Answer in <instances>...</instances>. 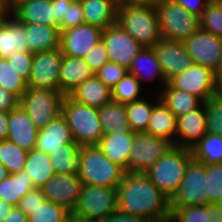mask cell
Returning <instances> with one entry per match:
<instances>
[{"mask_svg":"<svg viewBox=\"0 0 222 222\" xmlns=\"http://www.w3.org/2000/svg\"><path fill=\"white\" fill-rule=\"evenodd\" d=\"M117 210L147 219L170 222V199L147 177L145 172H126L117 185Z\"/></svg>","mask_w":222,"mask_h":222,"instance_id":"6da1fadb","label":"cell"},{"mask_svg":"<svg viewBox=\"0 0 222 222\" xmlns=\"http://www.w3.org/2000/svg\"><path fill=\"white\" fill-rule=\"evenodd\" d=\"M116 23L143 48L153 47L162 39L155 6L119 3Z\"/></svg>","mask_w":222,"mask_h":222,"instance_id":"7a4b0ae2","label":"cell"},{"mask_svg":"<svg viewBox=\"0 0 222 222\" xmlns=\"http://www.w3.org/2000/svg\"><path fill=\"white\" fill-rule=\"evenodd\" d=\"M126 171L108 159L98 146H81L78 175L82 185L117 188Z\"/></svg>","mask_w":222,"mask_h":222,"instance_id":"3957f363","label":"cell"},{"mask_svg":"<svg viewBox=\"0 0 222 222\" xmlns=\"http://www.w3.org/2000/svg\"><path fill=\"white\" fill-rule=\"evenodd\" d=\"M192 159L189 148L172 146L148 170L145 171L152 183L169 199L177 192Z\"/></svg>","mask_w":222,"mask_h":222,"instance_id":"277c9868","label":"cell"},{"mask_svg":"<svg viewBox=\"0 0 222 222\" xmlns=\"http://www.w3.org/2000/svg\"><path fill=\"white\" fill-rule=\"evenodd\" d=\"M73 140L79 146L97 145L103 136L99 109L74 101L67 95L62 105Z\"/></svg>","mask_w":222,"mask_h":222,"instance_id":"5b68a950","label":"cell"},{"mask_svg":"<svg viewBox=\"0 0 222 222\" xmlns=\"http://www.w3.org/2000/svg\"><path fill=\"white\" fill-rule=\"evenodd\" d=\"M156 10L162 39L183 41L200 28L199 16L188 12L177 3L162 0Z\"/></svg>","mask_w":222,"mask_h":222,"instance_id":"8992f818","label":"cell"},{"mask_svg":"<svg viewBox=\"0 0 222 222\" xmlns=\"http://www.w3.org/2000/svg\"><path fill=\"white\" fill-rule=\"evenodd\" d=\"M117 210V188L82 185L73 214L92 222L105 221Z\"/></svg>","mask_w":222,"mask_h":222,"instance_id":"52a82bcc","label":"cell"},{"mask_svg":"<svg viewBox=\"0 0 222 222\" xmlns=\"http://www.w3.org/2000/svg\"><path fill=\"white\" fill-rule=\"evenodd\" d=\"M66 95L60 91L29 88L20 98L22 107L38 130L62 114Z\"/></svg>","mask_w":222,"mask_h":222,"instance_id":"ba28073f","label":"cell"},{"mask_svg":"<svg viewBox=\"0 0 222 222\" xmlns=\"http://www.w3.org/2000/svg\"><path fill=\"white\" fill-rule=\"evenodd\" d=\"M207 165L195 159L189 161L182 183L170 199V207L198 206L209 204L206 190Z\"/></svg>","mask_w":222,"mask_h":222,"instance_id":"9c48e42d","label":"cell"},{"mask_svg":"<svg viewBox=\"0 0 222 222\" xmlns=\"http://www.w3.org/2000/svg\"><path fill=\"white\" fill-rule=\"evenodd\" d=\"M63 56L60 48L33 53L28 87L60 91L59 72Z\"/></svg>","mask_w":222,"mask_h":222,"instance_id":"30bf717a","label":"cell"},{"mask_svg":"<svg viewBox=\"0 0 222 222\" xmlns=\"http://www.w3.org/2000/svg\"><path fill=\"white\" fill-rule=\"evenodd\" d=\"M167 83L173 89L188 92L203 102L217 93L218 84L212 69L194 63L181 74L170 78Z\"/></svg>","mask_w":222,"mask_h":222,"instance_id":"8fae6325","label":"cell"},{"mask_svg":"<svg viewBox=\"0 0 222 222\" xmlns=\"http://www.w3.org/2000/svg\"><path fill=\"white\" fill-rule=\"evenodd\" d=\"M173 145L146 132H137L130 150L128 172H145Z\"/></svg>","mask_w":222,"mask_h":222,"instance_id":"7c38bea8","label":"cell"},{"mask_svg":"<svg viewBox=\"0 0 222 222\" xmlns=\"http://www.w3.org/2000/svg\"><path fill=\"white\" fill-rule=\"evenodd\" d=\"M108 59L129 70L142 46L117 23L102 31Z\"/></svg>","mask_w":222,"mask_h":222,"instance_id":"4fadbf2b","label":"cell"},{"mask_svg":"<svg viewBox=\"0 0 222 222\" xmlns=\"http://www.w3.org/2000/svg\"><path fill=\"white\" fill-rule=\"evenodd\" d=\"M182 42L194 64L215 70L222 56L221 37L199 28Z\"/></svg>","mask_w":222,"mask_h":222,"instance_id":"5bb4252c","label":"cell"},{"mask_svg":"<svg viewBox=\"0 0 222 222\" xmlns=\"http://www.w3.org/2000/svg\"><path fill=\"white\" fill-rule=\"evenodd\" d=\"M102 29L83 23L60 32V49L64 56L85 57L102 40Z\"/></svg>","mask_w":222,"mask_h":222,"instance_id":"9a60e30c","label":"cell"},{"mask_svg":"<svg viewBox=\"0 0 222 222\" xmlns=\"http://www.w3.org/2000/svg\"><path fill=\"white\" fill-rule=\"evenodd\" d=\"M82 181L78 175L55 174L42 187L46 200L65 207L71 213L76 207Z\"/></svg>","mask_w":222,"mask_h":222,"instance_id":"2e32d148","label":"cell"},{"mask_svg":"<svg viewBox=\"0 0 222 222\" xmlns=\"http://www.w3.org/2000/svg\"><path fill=\"white\" fill-rule=\"evenodd\" d=\"M152 48L167 81L173 76L181 74L193 64L192 58L187 53L182 41L161 39Z\"/></svg>","mask_w":222,"mask_h":222,"instance_id":"e0dca14e","label":"cell"},{"mask_svg":"<svg viewBox=\"0 0 222 222\" xmlns=\"http://www.w3.org/2000/svg\"><path fill=\"white\" fill-rule=\"evenodd\" d=\"M175 146L193 147L207 132V119L204 103L195 110L177 117Z\"/></svg>","mask_w":222,"mask_h":222,"instance_id":"ac0fdd59","label":"cell"},{"mask_svg":"<svg viewBox=\"0 0 222 222\" xmlns=\"http://www.w3.org/2000/svg\"><path fill=\"white\" fill-rule=\"evenodd\" d=\"M11 15L22 23L55 26L52 0H11Z\"/></svg>","mask_w":222,"mask_h":222,"instance_id":"d6986e66","label":"cell"},{"mask_svg":"<svg viewBox=\"0 0 222 222\" xmlns=\"http://www.w3.org/2000/svg\"><path fill=\"white\" fill-rule=\"evenodd\" d=\"M8 140L28 151L35 149L38 129L20 105L8 113Z\"/></svg>","mask_w":222,"mask_h":222,"instance_id":"ffe728a7","label":"cell"},{"mask_svg":"<svg viewBox=\"0 0 222 222\" xmlns=\"http://www.w3.org/2000/svg\"><path fill=\"white\" fill-rule=\"evenodd\" d=\"M75 143L65 117L60 116L53 119L44 128L38 131L35 149L50 156L60 146Z\"/></svg>","mask_w":222,"mask_h":222,"instance_id":"44dd1931","label":"cell"},{"mask_svg":"<svg viewBox=\"0 0 222 222\" xmlns=\"http://www.w3.org/2000/svg\"><path fill=\"white\" fill-rule=\"evenodd\" d=\"M135 134L136 132L132 130L126 133L114 132L106 134L100 138L96 146L108 159L128 172V160Z\"/></svg>","mask_w":222,"mask_h":222,"instance_id":"7402d4cb","label":"cell"},{"mask_svg":"<svg viewBox=\"0 0 222 222\" xmlns=\"http://www.w3.org/2000/svg\"><path fill=\"white\" fill-rule=\"evenodd\" d=\"M129 73L134 75L143 86L142 83L154 82L156 85L157 79V87L159 88L156 93L160 92L161 89L167 84V80L163 74L161 65L157 59L156 53L152 47L142 48V50L138 53V55L133 60V64L129 69Z\"/></svg>","mask_w":222,"mask_h":222,"instance_id":"603a6c76","label":"cell"},{"mask_svg":"<svg viewBox=\"0 0 222 222\" xmlns=\"http://www.w3.org/2000/svg\"><path fill=\"white\" fill-rule=\"evenodd\" d=\"M16 51L29 52L24 23L11 14L0 22V58H9Z\"/></svg>","mask_w":222,"mask_h":222,"instance_id":"cb8c5ba5","label":"cell"},{"mask_svg":"<svg viewBox=\"0 0 222 222\" xmlns=\"http://www.w3.org/2000/svg\"><path fill=\"white\" fill-rule=\"evenodd\" d=\"M94 75L83 57L63 56L59 72L60 92L69 95L77 86Z\"/></svg>","mask_w":222,"mask_h":222,"instance_id":"d4e9b609","label":"cell"},{"mask_svg":"<svg viewBox=\"0 0 222 222\" xmlns=\"http://www.w3.org/2000/svg\"><path fill=\"white\" fill-rule=\"evenodd\" d=\"M69 96L78 103L98 109L112 100L111 89L95 74L77 86Z\"/></svg>","mask_w":222,"mask_h":222,"instance_id":"484cf974","label":"cell"},{"mask_svg":"<svg viewBox=\"0 0 222 222\" xmlns=\"http://www.w3.org/2000/svg\"><path fill=\"white\" fill-rule=\"evenodd\" d=\"M84 22L104 30L116 23L118 0H82Z\"/></svg>","mask_w":222,"mask_h":222,"instance_id":"4316f807","label":"cell"},{"mask_svg":"<svg viewBox=\"0 0 222 222\" xmlns=\"http://www.w3.org/2000/svg\"><path fill=\"white\" fill-rule=\"evenodd\" d=\"M27 45L30 53L60 48V31L56 26L24 23Z\"/></svg>","mask_w":222,"mask_h":222,"instance_id":"83f0119b","label":"cell"},{"mask_svg":"<svg viewBox=\"0 0 222 222\" xmlns=\"http://www.w3.org/2000/svg\"><path fill=\"white\" fill-rule=\"evenodd\" d=\"M177 117L159 101L154 107L149 119L146 133L169 141L175 146Z\"/></svg>","mask_w":222,"mask_h":222,"instance_id":"f1b7e54d","label":"cell"},{"mask_svg":"<svg viewBox=\"0 0 222 222\" xmlns=\"http://www.w3.org/2000/svg\"><path fill=\"white\" fill-rule=\"evenodd\" d=\"M36 188L25 170L9 174L0 182V200L17 207L20 199Z\"/></svg>","mask_w":222,"mask_h":222,"instance_id":"f546056e","label":"cell"},{"mask_svg":"<svg viewBox=\"0 0 222 222\" xmlns=\"http://www.w3.org/2000/svg\"><path fill=\"white\" fill-rule=\"evenodd\" d=\"M160 101L176 116L199 108L204 102L188 92L173 89L168 83L158 93Z\"/></svg>","mask_w":222,"mask_h":222,"instance_id":"4dcf8cb0","label":"cell"},{"mask_svg":"<svg viewBox=\"0 0 222 222\" xmlns=\"http://www.w3.org/2000/svg\"><path fill=\"white\" fill-rule=\"evenodd\" d=\"M99 119L102 126L103 135L114 132H130V126L127 119L126 107L123 103L109 101L99 109Z\"/></svg>","mask_w":222,"mask_h":222,"instance_id":"1f68e13d","label":"cell"},{"mask_svg":"<svg viewBox=\"0 0 222 222\" xmlns=\"http://www.w3.org/2000/svg\"><path fill=\"white\" fill-rule=\"evenodd\" d=\"M145 97L125 104L130 129L136 133L146 131L153 107L160 101L158 93L151 96V99Z\"/></svg>","mask_w":222,"mask_h":222,"instance_id":"d6a6232c","label":"cell"},{"mask_svg":"<svg viewBox=\"0 0 222 222\" xmlns=\"http://www.w3.org/2000/svg\"><path fill=\"white\" fill-rule=\"evenodd\" d=\"M24 170L27 172L28 177L32 179L36 188H41L56 174L50 164V156L37 149L27 152Z\"/></svg>","mask_w":222,"mask_h":222,"instance_id":"836d02e7","label":"cell"},{"mask_svg":"<svg viewBox=\"0 0 222 222\" xmlns=\"http://www.w3.org/2000/svg\"><path fill=\"white\" fill-rule=\"evenodd\" d=\"M190 151L193 159L206 165L222 163V135L206 133Z\"/></svg>","mask_w":222,"mask_h":222,"instance_id":"e575fe53","label":"cell"},{"mask_svg":"<svg viewBox=\"0 0 222 222\" xmlns=\"http://www.w3.org/2000/svg\"><path fill=\"white\" fill-rule=\"evenodd\" d=\"M81 146L68 143L50 154V164L56 174L71 175L78 173L79 154Z\"/></svg>","mask_w":222,"mask_h":222,"instance_id":"d590c367","label":"cell"},{"mask_svg":"<svg viewBox=\"0 0 222 222\" xmlns=\"http://www.w3.org/2000/svg\"><path fill=\"white\" fill-rule=\"evenodd\" d=\"M27 151L8 139L0 141V162L10 174L24 170Z\"/></svg>","mask_w":222,"mask_h":222,"instance_id":"8d00e7d4","label":"cell"},{"mask_svg":"<svg viewBox=\"0 0 222 222\" xmlns=\"http://www.w3.org/2000/svg\"><path fill=\"white\" fill-rule=\"evenodd\" d=\"M140 81L129 72L111 89L112 100L118 103H129L140 100L142 95ZM142 95V96H141Z\"/></svg>","mask_w":222,"mask_h":222,"instance_id":"74e56055","label":"cell"},{"mask_svg":"<svg viewBox=\"0 0 222 222\" xmlns=\"http://www.w3.org/2000/svg\"><path fill=\"white\" fill-rule=\"evenodd\" d=\"M71 212L65 207L46 200L28 215V222H65Z\"/></svg>","mask_w":222,"mask_h":222,"instance_id":"f35d334b","label":"cell"},{"mask_svg":"<svg viewBox=\"0 0 222 222\" xmlns=\"http://www.w3.org/2000/svg\"><path fill=\"white\" fill-rule=\"evenodd\" d=\"M0 86L15 94L19 99L28 89L27 82L5 58H0Z\"/></svg>","mask_w":222,"mask_h":222,"instance_id":"ab89813d","label":"cell"},{"mask_svg":"<svg viewBox=\"0 0 222 222\" xmlns=\"http://www.w3.org/2000/svg\"><path fill=\"white\" fill-rule=\"evenodd\" d=\"M211 203L206 205L171 207L170 222H210Z\"/></svg>","mask_w":222,"mask_h":222,"instance_id":"60d3db41","label":"cell"},{"mask_svg":"<svg viewBox=\"0 0 222 222\" xmlns=\"http://www.w3.org/2000/svg\"><path fill=\"white\" fill-rule=\"evenodd\" d=\"M199 20L201 29L222 38V1L211 0Z\"/></svg>","mask_w":222,"mask_h":222,"instance_id":"b9f144b4","label":"cell"},{"mask_svg":"<svg viewBox=\"0 0 222 222\" xmlns=\"http://www.w3.org/2000/svg\"><path fill=\"white\" fill-rule=\"evenodd\" d=\"M207 128L210 134L222 135V97L216 93L204 102Z\"/></svg>","mask_w":222,"mask_h":222,"instance_id":"7bdbcfd3","label":"cell"},{"mask_svg":"<svg viewBox=\"0 0 222 222\" xmlns=\"http://www.w3.org/2000/svg\"><path fill=\"white\" fill-rule=\"evenodd\" d=\"M205 192L210 203L222 205V163L207 165Z\"/></svg>","mask_w":222,"mask_h":222,"instance_id":"ee69618b","label":"cell"},{"mask_svg":"<svg viewBox=\"0 0 222 222\" xmlns=\"http://www.w3.org/2000/svg\"><path fill=\"white\" fill-rule=\"evenodd\" d=\"M125 67L108 61L94 74L110 89H112L127 73Z\"/></svg>","mask_w":222,"mask_h":222,"instance_id":"f6af8a7d","label":"cell"},{"mask_svg":"<svg viewBox=\"0 0 222 222\" xmlns=\"http://www.w3.org/2000/svg\"><path fill=\"white\" fill-rule=\"evenodd\" d=\"M33 53L27 51H16L7 61L18 72L26 82L29 80L32 67Z\"/></svg>","mask_w":222,"mask_h":222,"instance_id":"bcb514c9","label":"cell"},{"mask_svg":"<svg viewBox=\"0 0 222 222\" xmlns=\"http://www.w3.org/2000/svg\"><path fill=\"white\" fill-rule=\"evenodd\" d=\"M84 22V15L82 10V4L80 1H72L68 5L67 18H63L59 23V31H64L68 28L81 25Z\"/></svg>","mask_w":222,"mask_h":222,"instance_id":"7dc6e473","label":"cell"},{"mask_svg":"<svg viewBox=\"0 0 222 222\" xmlns=\"http://www.w3.org/2000/svg\"><path fill=\"white\" fill-rule=\"evenodd\" d=\"M84 59L93 73L98 71L109 61L104 42L101 40L96 46L91 48Z\"/></svg>","mask_w":222,"mask_h":222,"instance_id":"c3c4849f","label":"cell"},{"mask_svg":"<svg viewBox=\"0 0 222 222\" xmlns=\"http://www.w3.org/2000/svg\"><path fill=\"white\" fill-rule=\"evenodd\" d=\"M45 201L46 198L42 189L34 188L20 199L17 207L28 216L39 203H44Z\"/></svg>","mask_w":222,"mask_h":222,"instance_id":"681fc988","label":"cell"},{"mask_svg":"<svg viewBox=\"0 0 222 222\" xmlns=\"http://www.w3.org/2000/svg\"><path fill=\"white\" fill-rule=\"evenodd\" d=\"M20 99L0 86V111L11 112L19 106Z\"/></svg>","mask_w":222,"mask_h":222,"instance_id":"f907efd6","label":"cell"},{"mask_svg":"<svg viewBox=\"0 0 222 222\" xmlns=\"http://www.w3.org/2000/svg\"><path fill=\"white\" fill-rule=\"evenodd\" d=\"M183 6L188 12L200 16L211 0H169Z\"/></svg>","mask_w":222,"mask_h":222,"instance_id":"816d5d0a","label":"cell"},{"mask_svg":"<svg viewBox=\"0 0 222 222\" xmlns=\"http://www.w3.org/2000/svg\"><path fill=\"white\" fill-rule=\"evenodd\" d=\"M73 0H52L55 11V26L59 28V23L63 18H67L68 5Z\"/></svg>","mask_w":222,"mask_h":222,"instance_id":"f5cc1de1","label":"cell"},{"mask_svg":"<svg viewBox=\"0 0 222 222\" xmlns=\"http://www.w3.org/2000/svg\"><path fill=\"white\" fill-rule=\"evenodd\" d=\"M102 222H149V221L147 219H143L138 216H133L116 210L111 216H109L105 221Z\"/></svg>","mask_w":222,"mask_h":222,"instance_id":"db71d44e","label":"cell"},{"mask_svg":"<svg viewBox=\"0 0 222 222\" xmlns=\"http://www.w3.org/2000/svg\"><path fill=\"white\" fill-rule=\"evenodd\" d=\"M3 222H28V216L18 207H13Z\"/></svg>","mask_w":222,"mask_h":222,"instance_id":"11a10c76","label":"cell"},{"mask_svg":"<svg viewBox=\"0 0 222 222\" xmlns=\"http://www.w3.org/2000/svg\"><path fill=\"white\" fill-rule=\"evenodd\" d=\"M8 112L0 111V141L7 138L8 135Z\"/></svg>","mask_w":222,"mask_h":222,"instance_id":"9f6ffc18","label":"cell"},{"mask_svg":"<svg viewBox=\"0 0 222 222\" xmlns=\"http://www.w3.org/2000/svg\"><path fill=\"white\" fill-rule=\"evenodd\" d=\"M162 0H120L119 3L129 5L157 6Z\"/></svg>","mask_w":222,"mask_h":222,"instance_id":"6f0895ef","label":"cell"},{"mask_svg":"<svg viewBox=\"0 0 222 222\" xmlns=\"http://www.w3.org/2000/svg\"><path fill=\"white\" fill-rule=\"evenodd\" d=\"M11 14V0H0V22Z\"/></svg>","mask_w":222,"mask_h":222,"instance_id":"680465c9","label":"cell"},{"mask_svg":"<svg viewBox=\"0 0 222 222\" xmlns=\"http://www.w3.org/2000/svg\"><path fill=\"white\" fill-rule=\"evenodd\" d=\"M210 222H222V205L211 203Z\"/></svg>","mask_w":222,"mask_h":222,"instance_id":"91938a15","label":"cell"},{"mask_svg":"<svg viewBox=\"0 0 222 222\" xmlns=\"http://www.w3.org/2000/svg\"><path fill=\"white\" fill-rule=\"evenodd\" d=\"M12 208V205L0 200V222H3L4 218L8 215Z\"/></svg>","mask_w":222,"mask_h":222,"instance_id":"94428289","label":"cell"},{"mask_svg":"<svg viewBox=\"0 0 222 222\" xmlns=\"http://www.w3.org/2000/svg\"><path fill=\"white\" fill-rule=\"evenodd\" d=\"M214 77L217 83L222 80V56L214 70Z\"/></svg>","mask_w":222,"mask_h":222,"instance_id":"6125c7cd","label":"cell"},{"mask_svg":"<svg viewBox=\"0 0 222 222\" xmlns=\"http://www.w3.org/2000/svg\"><path fill=\"white\" fill-rule=\"evenodd\" d=\"M65 222H92V221L74 215L73 213H70Z\"/></svg>","mask_w":222,"mask_h":222,"instance_id":"be15d7a7","label":"cell"},{"mask_svg":"<svg viewBox=\"0 0 222 222\" xmlns=\"http://www.w3.org/2000/svg\"><path fill=\"white\" fill-rule=\"evenodd\" d=\"M10 173L8 170L4 167V165L0 162V182L6 178Z\"/></svg>","mask_w":222,"mask_h":222,"instance_id":"e7e4bbea","label":"cell"},{"mask_svg":"<svg viewBox=\"0 0 222 222\" xmlns=\"http://www.w3.org/2000/svg\"><path fill=\"white\" fill-rule=\"evenodd\" d=\"M217 93L222 97V80L217 84Z\"/></svg>","mask_w":222,"mask_h":222,"instance_id":"03108f58","label":"cell"}]
</instances>
